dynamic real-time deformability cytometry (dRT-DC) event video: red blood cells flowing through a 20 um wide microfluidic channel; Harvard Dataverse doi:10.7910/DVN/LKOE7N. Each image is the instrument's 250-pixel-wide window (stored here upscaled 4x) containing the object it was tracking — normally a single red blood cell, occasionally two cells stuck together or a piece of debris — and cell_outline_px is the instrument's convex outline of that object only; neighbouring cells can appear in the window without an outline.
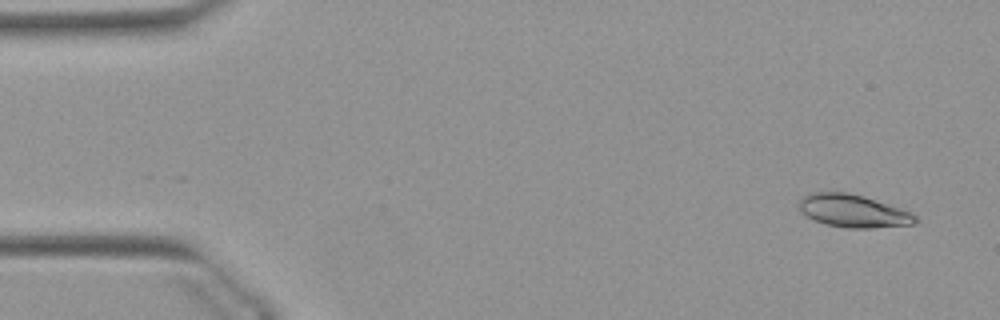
{"species": "Egyptian fruit bat (a non-hibernating species)", "species_latin": "Rousettus aegyptiacus", "temperature_condition": "warm", "stored_images_in_passage": 51, "camera_frame_rate_fps": 3000, "um_per_image_px": 0.085, "animal": {"sex": "female"}, "frame": {"image": 1, "passage_image": 3, "time_ms": 0.667, "image_size_px": [1000, 320], "cell_outline_px": [[916, 224], [872, 228], [844, 228], [824, 224], [808, 216], [800, 208], [800, 196], [808, 192], [848, 192], [864, 196], [912, 212], [916, 216]], "centroid_in_image_um": [72.53, 17.92], "position_along_channel_um": 12.5, "area_um2": 22.25}}
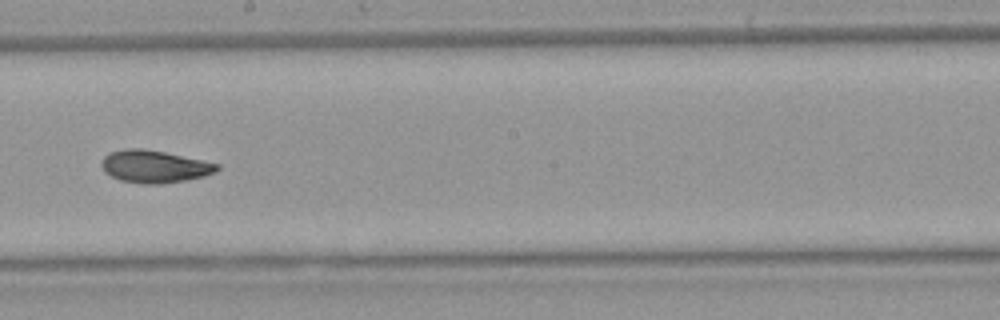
{"frame": {"image": 2, "passage_image": 29, "time_ms": 9.333, "image_size_px": [1000, 320], "cell_outline_px": [[220, 168], [216, 172], [204, 176], [184, 180], [160, 184], [144, 184], [120, 180], [104, 172], [100, 164], [100, 160], [108, 152], [124, 148], [144, 148], [164, 152], [220, 164]], "centroid_in_image_um": [13.08, 14.14], "position_along_channel_um": 235.1, "area_um2": 21.96}}
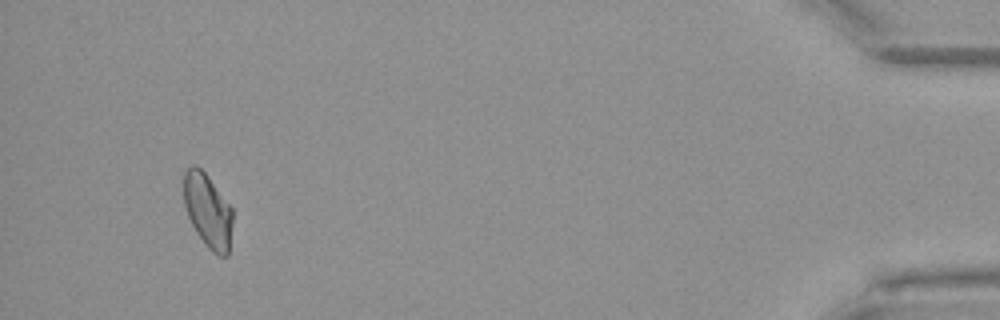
{"frame": {"image": 3, "passage_image": 49, "time_ms": 16.0, "image_size_px": [1000, 320], "cell_outline_px": [[232, 224], [228, 256], [220, 256], [212, 252], [208, 248], [196, 232], [188, 216], [184, 204], [184, 172], [192, 164], [196, 164], [208, 176], [232, 208]], "centroid_in_image_um": [17.66, 17.91], "position_along_channel_um": 417.5, "area_um2": 20.98}}